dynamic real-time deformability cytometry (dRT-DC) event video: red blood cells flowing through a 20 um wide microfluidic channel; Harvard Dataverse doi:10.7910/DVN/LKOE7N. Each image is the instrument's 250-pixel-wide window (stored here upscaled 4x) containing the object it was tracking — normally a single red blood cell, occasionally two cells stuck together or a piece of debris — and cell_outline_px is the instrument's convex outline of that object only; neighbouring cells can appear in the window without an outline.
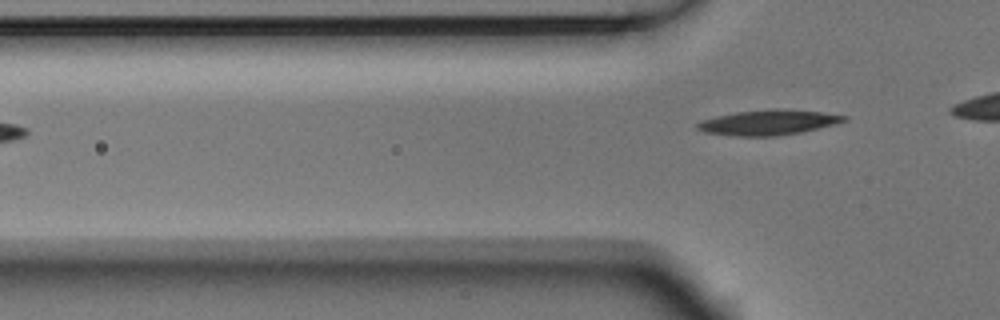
{"species": "Egyptian fruit bat (a non-hibernating species)", "species_latin": "Rousettus aegyptiacus", "temperature_condition": "room temperature", "stored_images_in_passage": 4, "camera_frame_rate_fps": 3000, "um_per_image_px": 0.085, "animal": {"sex": "male"}, "frame": {"image": 1, "passage_image": 4, "time_ms": 1.0, "image_size_px": [1000, 320], "cell_outline_px": [[848, 120], [800, 132], [776, 136], [736, 136], [704, 132], [696, 128], [696, 124], [700, 120], [716, 116], [736, 112], [772, 108], [820, 112], [848, 116]], "centroid_in_image_um": [65.25, 10.4], "position_along_channel_um": 60.6, "area_um2": 21.27}}